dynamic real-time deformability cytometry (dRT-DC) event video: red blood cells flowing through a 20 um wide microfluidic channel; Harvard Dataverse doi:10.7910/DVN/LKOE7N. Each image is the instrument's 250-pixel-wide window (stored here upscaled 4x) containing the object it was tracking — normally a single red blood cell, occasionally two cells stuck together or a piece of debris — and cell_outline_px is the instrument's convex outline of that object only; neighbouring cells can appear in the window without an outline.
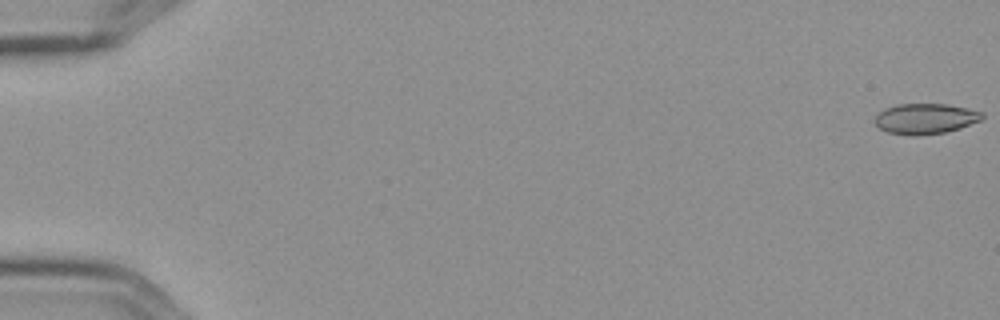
{"species": "Egyptian fruit bat (a non-hibernating species)", "species_latin": "Rousettus aegyptiacus", "temperature_condition": "cold", "stored_images_in_passage": 5, "camera_frame_rate_fps": 3000, "um_per_image_px": 0.085, "frame": {"image": 1, "passage_image": 1, "time_ms": 0.0, "image_size_px": [1000, 320], "cell_outline_px": [[984, 116], [980, 120], [960, 128], [944, 132], [916, 136], [908, 136], [888, 132], [880, 128], [872, 120], [884, 108], [896, 104], [948, 104], [968, 108], [984, 112]], "centroid_in_image_um": [78.64, 10.08], "position_along_channel_um": 6.4, "area_um2": 19.19}}
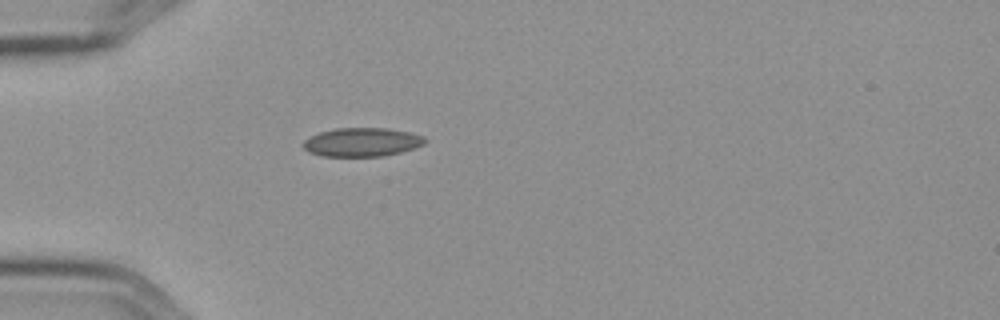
{"frame": {"image": 2, "passage_image": 5, "time_ms": 1.333, "image_size_px": [1000, 320], "cell_outline_px": [[428, 140], [424, 144], [416, 148], [384, 156], [320, 156], [308, 152], [300, 144], [304, 140], [320, 132], [336, 128], [384, 128], [408, 132], [424, 136]], "centroid_in_image_um": [30.76, 12.09], "position_along_channel_um": 54.2, "area_um2": 20.46}}